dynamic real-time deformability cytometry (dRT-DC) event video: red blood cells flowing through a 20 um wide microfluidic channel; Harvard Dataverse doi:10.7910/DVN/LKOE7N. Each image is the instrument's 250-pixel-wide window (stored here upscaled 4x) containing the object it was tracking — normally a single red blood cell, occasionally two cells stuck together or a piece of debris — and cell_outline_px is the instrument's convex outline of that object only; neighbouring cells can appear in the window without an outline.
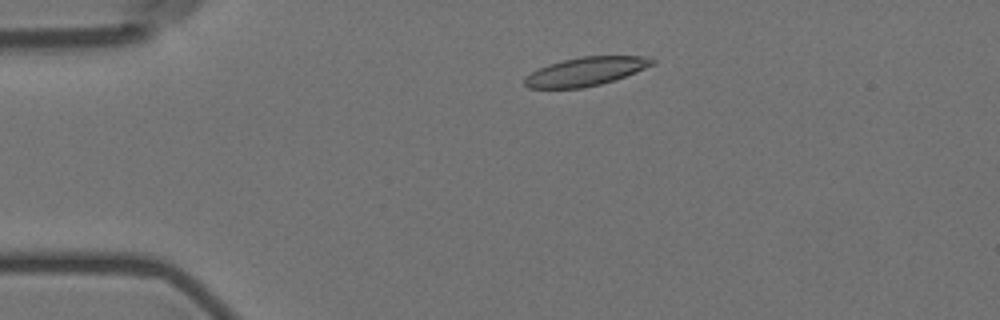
{"species": "Egyptian fruit bat (a non-hibernating species)", "species_latin": "Rousettus aegyptiacus", "temperature_condition": "room temperature", "stored_images_in_passage": 4, "camera_frame_rate_fps": 3000, "um_per_image_px": 0.085, "animal": {"sex": "female"}, "frame": {"image": 1, "passage_image": 2, "time_ms": 2.0, "image_size_px": [1000, 320], "cell_outline_px": [[656, 60], [652, 64], [636, 72], [600, 84], [584, 88], [528, 88], [524, 84], [524, 76], [548, 64], [580, 56], [644, 56]], "centroid_in_image_um": [49.74, 6.07], "position_along_channel_um": 35.3, "area_um2": 21.04}}
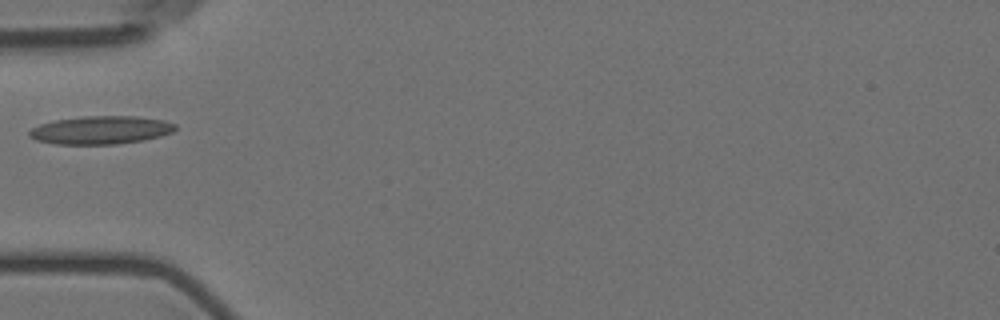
{"frame": {"image": 2, "passage_image": 4, "time_ms": 4.333, "image_size_px": [1000, 320], "cell_outline_px": [[176, 128], [172, 132], [160, 136], [144, 140], [116, 144], [56, 144], [36, 140], [28, 136], [28, 132], [32, 128], [40, 124], [56, 120], [84, 116], [136, 116], [164, 120], [176, 124]], "centroid_in_image_um": [8.57, 11.05], "position_along_channel_um": 76.4, "area_um2": 23.93}}